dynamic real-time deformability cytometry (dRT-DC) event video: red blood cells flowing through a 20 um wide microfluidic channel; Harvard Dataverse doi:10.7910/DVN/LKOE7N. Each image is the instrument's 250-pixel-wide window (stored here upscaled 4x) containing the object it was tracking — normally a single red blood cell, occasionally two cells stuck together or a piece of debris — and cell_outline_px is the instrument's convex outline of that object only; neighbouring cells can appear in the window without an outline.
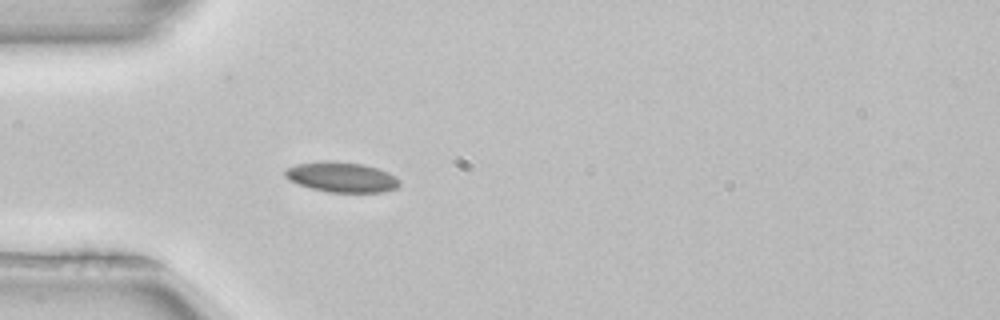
{"species": "common noctule bat (a hibernating species)", "species_latin": "Nyctalus noctula", "temperature_condition": "room temperature", "stored_images_in_passage": 35, "camera_frame_rate_fps": 3000, "um_per_image_px": 0.085, "animal": {"sex": "female", "body_mass_g": 22.7, "forearm_length_mm": 54.2}, "frame": {"image": 1, "passage_image": 6, "time_ms": 1.667, "image_size_px": [1000, 320], "cell_outline_px": [[400, 184], [396, 188], [384, 192], [328, 192], [312, 188], [288, 180], [284, 176], [284, 168], [296, 164], [328, 160], [364, 164], [388, 172], [396, 176], [400, 180]], "centroid_in_image_um": [29.03, 15.04], "position_along_channel_um": 56.0, "area_um2": 20.23}, "authors_computed_cell_mechanics": {"area_um2": 19.652, "velocity_mm_per_s": 3.9738, "shape_relaxation_time_tau1_ms": null, "shape_relaxation_time_tau2_ms": 4.7304, "deformation_change_tau1": null, "deformation_change_tau2": 0.0864}}